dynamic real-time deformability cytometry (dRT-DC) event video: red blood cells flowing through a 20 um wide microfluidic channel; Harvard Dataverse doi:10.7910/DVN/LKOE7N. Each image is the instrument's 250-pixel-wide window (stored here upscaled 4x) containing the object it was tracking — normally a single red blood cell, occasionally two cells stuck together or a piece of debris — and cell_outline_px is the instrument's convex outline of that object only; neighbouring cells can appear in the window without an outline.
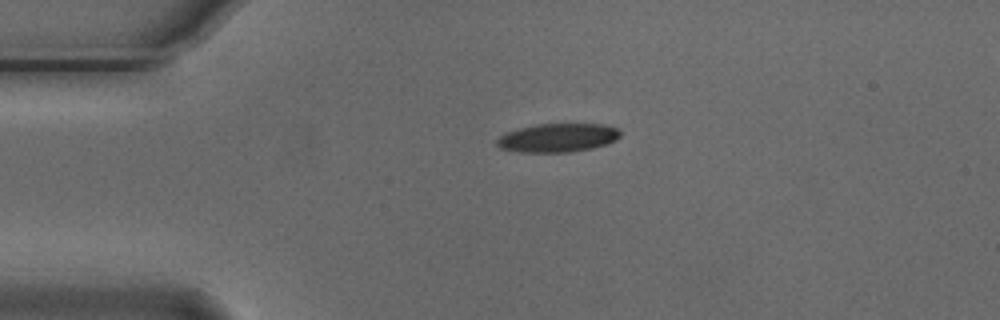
{"species": "Egyptian fruit bat (a non-hibernating species)", "species_latin": "Rousettus aegyptiacus", "temperature_condition": "cold", "stored_images_in_passage": 1, "camera_frame_rate_fps": 3000, "um_per_image_px": 0.085, "animal": {"sex": "male"}, "frame": {"image": 1, "passage_image": 1, "time_ms": 0.0, "image_size_px": [1000, 320], "cell_outline_px": [[620, 136], [616, 140], [608, 144], [592, 148], [568, 152], [520, 152], [500, 148], [496, 144], [496, 140], [504, 132], [536, 124], [604, 124], [616, 128], [620, 132]], "centroid_in_image_um": [47.4, 11.71], "position_along_channel_um": 37.6, "area_um2": 20.63}}